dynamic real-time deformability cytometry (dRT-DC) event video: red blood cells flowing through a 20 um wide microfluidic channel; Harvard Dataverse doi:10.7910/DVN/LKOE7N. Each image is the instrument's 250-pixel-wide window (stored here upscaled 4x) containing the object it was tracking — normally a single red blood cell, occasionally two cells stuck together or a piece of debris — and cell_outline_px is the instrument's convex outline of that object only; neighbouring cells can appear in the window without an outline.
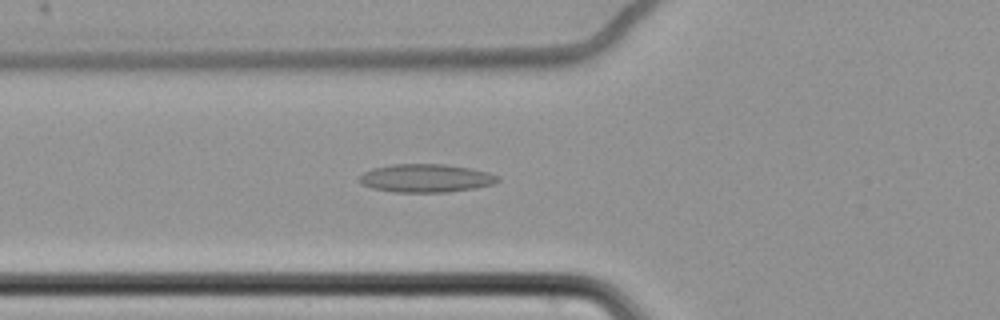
{"species": "common noctule bat (a hibernating species)", "species_latin": "Nyctalus noctula", "temperature_condition": "cold", "stored_images_in_passage": 62, "camera_frame_rate_fps": 3000, "um_per_image_px": 0.085, "animal": {"sex": "female", "body_mass_g": 22.7, "forearm_length_mm": 54.2}, "frame": {"image": 1, "passage_image": 25, "time_ms": 8.0, "image_size_px": [1000, 320], "cell_outline_px": [[500, 180], [492, 184], [472, 188], [448, 192], [392, 192], [372, 188], [360, 184], [356, 180], [364, 172], [372, 168], [392, 164], [444, 164], [472, 168], [488, 172], [500, 176]], "centroid_in_image_um": [36.16, 15.14], "position_along_channel_um": 89.6, "area_um2": 22.95}}
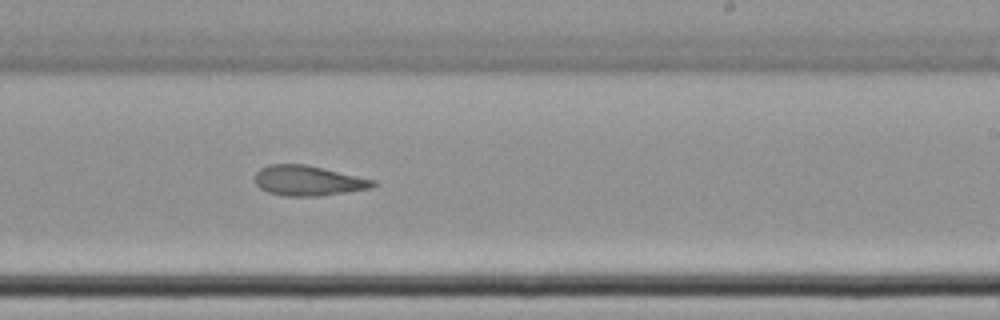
{"frame": {"image": 2, "passage_image": 40, "time_ms": 13.0, "image_size_px": [1000, 320], "cell_outline_px": [[376, 184], [372, 188], [320, 196], [284, 196], [268, 192], [260, 188], [256, 184], [256, 172], [260, 168], [268, 164], [308, 164], [376, 180]], "centroid_in_image_um": [26.21, 15.35], "position_along_channel_um": 262.8, "area_um2": 20.87}}
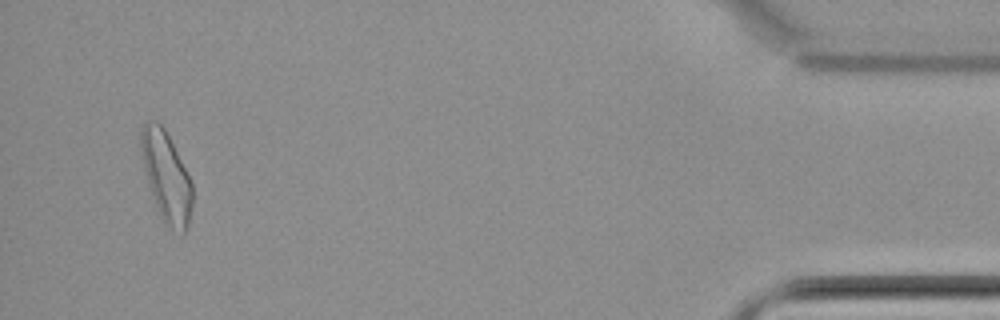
{"frame": {"image": 3, "passage_image": 60, "time_ms": 19.667, "image_size_px": [1000, 320], "cell_outline_px": [[192, 204], [188, 224], [184, 232], [172, 228], [164, 224], [156, 208], [152, 196], [144, 168], [140, 152], [140, 132], [144, 124], [148, 120], [156, 120], [164, 128], [192, 184]], "centroid_in_image_um": [14.1, 15.0], "position_along_channel_um": 421.1, "area_um2": 26.36}, "authors_computed_cell_mechanics": {"area_um2": 23.0622, "velocity_mm_per_s": 3.461, "shape_relaxation_time_tau1_ms": null, "shape_relaxation_time_tau2_ms": 3.508, "deformation_change_tau1": null, "deformation_change_tau2": 0.1127}}